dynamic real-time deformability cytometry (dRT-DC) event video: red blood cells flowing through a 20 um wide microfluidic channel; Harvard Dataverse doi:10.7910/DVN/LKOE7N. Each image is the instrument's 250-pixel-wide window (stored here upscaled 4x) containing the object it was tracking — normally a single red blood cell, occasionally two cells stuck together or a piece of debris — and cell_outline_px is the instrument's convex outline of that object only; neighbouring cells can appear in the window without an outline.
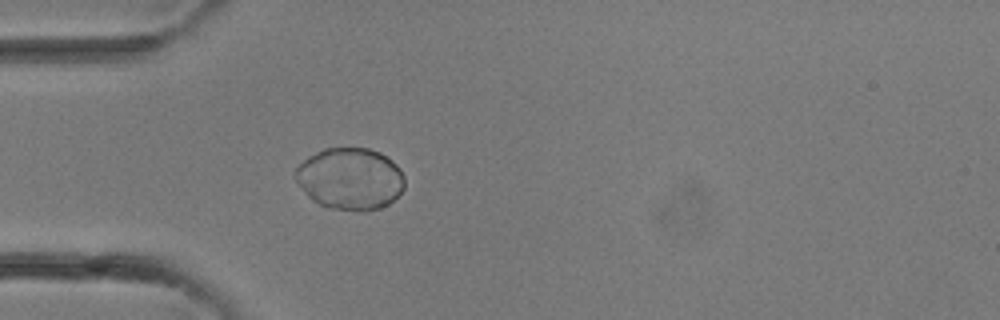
{"species": "common noctule bat (a hibernating species)", "species_latin": "Nyctalus noctula", "temperature_condition": "room temperature", "stored_images_in_passage": 24, "camera_frame_rate_fps": 3000, "um_per_image_px": 0.085, "animal": {"sex": "female"}, "frame": {"image": 1, "passage_image": 1, "time_ms": 0.0, "image_size_px": [1000, 320], "cell_outline_px": [[404, 188], [388, 204], [380, 208], [360, 212], [328, 208], [312, 200], [304, 192], [296, 180], [296, 168], [308, 156], [324, 148], [368, 148], [380, 152], [392, 160], [400, 168], [404, 176]], "centroid_in_image_um": [29.77, 15.2], "position_along_channel_um": 55.2, "area_um2": 39.48}}
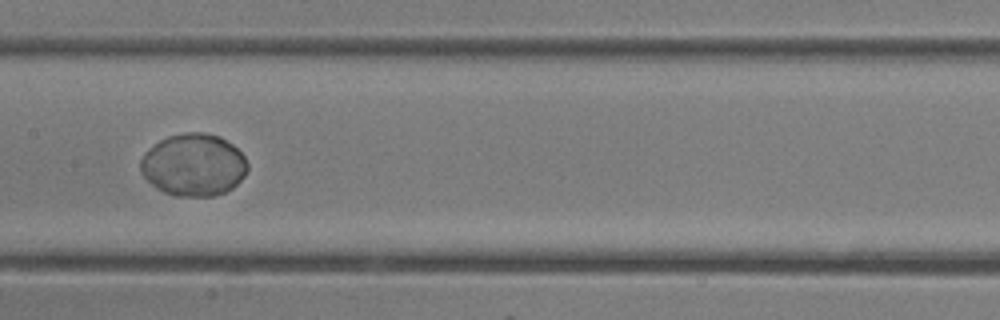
{"frame": {"image": 2, "passage_image": 8, "time_ms": 2.333, "image_size_px": [1000, 320], "cell_outline_px": [[248, 168], [244, 176], [232, 188], [224, 192], [212, 196], [176, 196], [164, 192], [156, 188], [144, 176], [140, 168], [140, 160], [144, 152], [148, 148], [160, 140], [168, 136], [184, 132], [204, 132], [220, 136], [232, 144], [244, 156], [248, 164]], "centroid_in_image_um": [16.44, 14.0], "position_along_channel_um": 191.0, "area_um2": 38.96}}
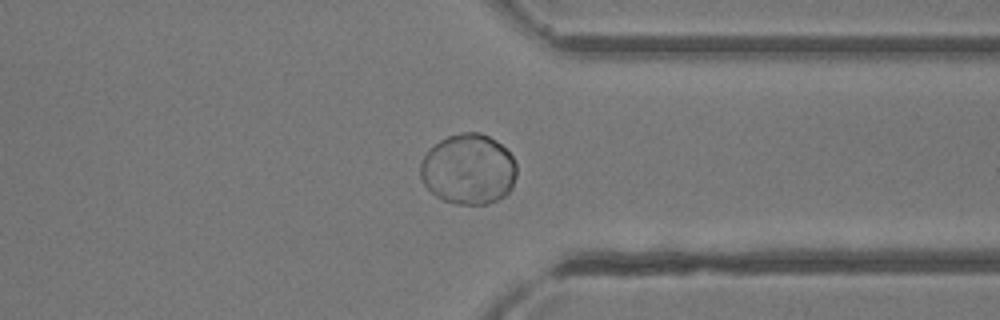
{"frame": {"image": 3, "passage_image": 17, "time_ms": 5.333, "image_size_px": [1000, 320], "cell_outline_px": [[516, 176], [512, 188], [504, 196], [488, 204], [456, 204], [444, 200], [436, 196], [424, 184], [420, 176], [420, 164], [424, 156], [440, 140], [448, 136], [464, 132], [480, 132], [496, 140], [512, 156], [516, 164]], "centroid_in_image_um": [39.83, 14.39], "position_along_channel_um": 371.6, "area_um2": 39.36}}